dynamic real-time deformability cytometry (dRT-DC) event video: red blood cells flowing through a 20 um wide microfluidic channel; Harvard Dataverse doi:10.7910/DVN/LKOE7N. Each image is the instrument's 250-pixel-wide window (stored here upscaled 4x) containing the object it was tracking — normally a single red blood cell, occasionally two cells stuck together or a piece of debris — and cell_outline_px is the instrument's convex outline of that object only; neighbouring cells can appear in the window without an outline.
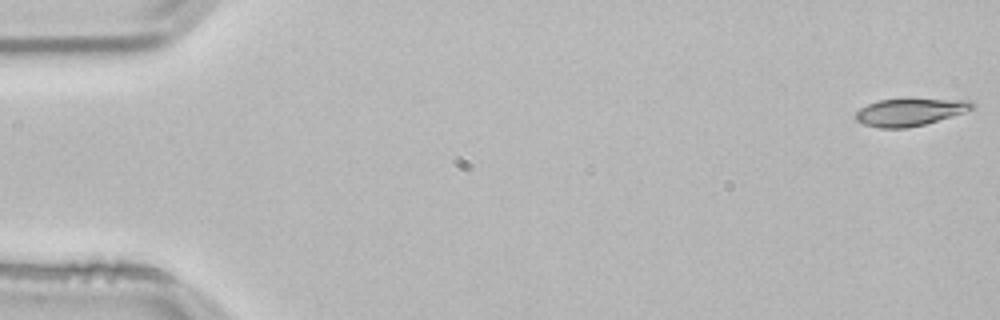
{"species": "common noctule bat (a hibernating species)", "species_latin": "Nyctalus noctula", "temperature_condition": "room temperature", "stored_images_in_passage": 53, "camera_frame_rate_fps": 3000, "um_per_image_px": 0.085, "animal": {"sex": "male", "body_mass_g": 21.5, "forearm_length_mm": 52.0}, "frame": {"image": 1, "passage_image": 1, "time_ms": 0.0, "image_size_px": [1000, 320], "cell_outline_px": [[976, 108], [964, 112], [924, 124], [908, 128], [880, 128], [864, 124], [856, 120], [852, 116], [860, 108], [876, 100], [908, 96], [972, 100], [976, 104]], "centroid_in_image_um": [77.37, 9.46], "position_along_channel_um": 7.6, "area_um2": 19.71}}
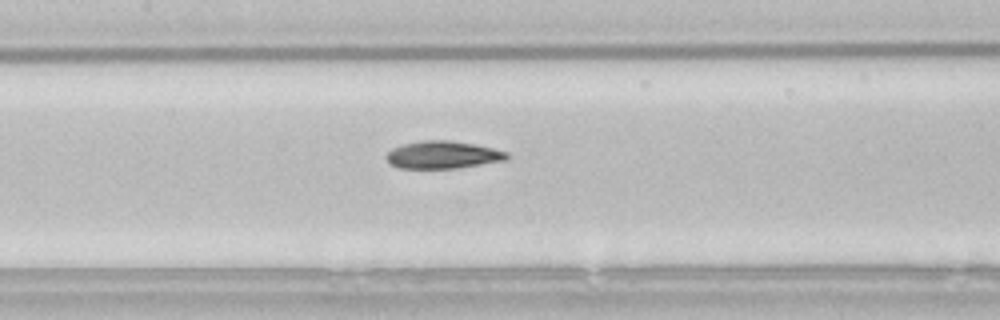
{"frame": {"image": 2, "passage_image": 25, "time_ms": 8.0, "image_size_px": [1000, 320], "cell_outline_px": [[512, 156], [508, 160], [456, 168], [400, 168], [392, 164], [384, 156], [392, 148], [404, 144], [424, 140], [452, 140], [476, 144], [508, 152]], "centroid_in_image_um": [37.7, 13.15], "position_along_channel_um": 169.7, "area_um2": 19.42}}
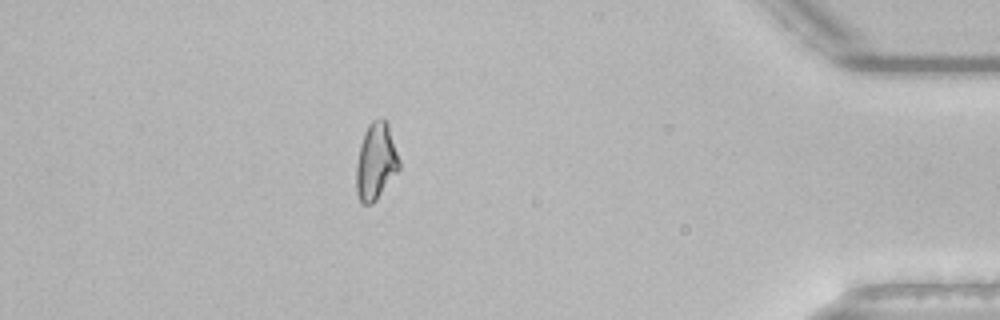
{"frame": {"image": 3, "passage_image": 47, "time_ms": 15.333, "image_size_px": [1000, 320], "cell_outline_px": [[400, 168], [376, 200], [372, 204], [364, 204], [360, 200], [356, 192], [356, 164], [360, 144], [364, 132], [368, 124], [372, 120], [384, 120], [388, 124], [400, 160]], "centroid_in_image_um": [31.94, 13.73], "position_along_channel_um": 403.3, "area_um2": 19.13}, "authors_computed_cell_mechanics": {"area_um2": 19.1896, "velocity_mm_per_s": 3.8163, "shape_relaxation_time_tau1_ms": null, "shape_relaxation_time_tau2_ms": 2.5057, "deformation_change_tau1": null, "deformation_change_tau2": 0.0925}}